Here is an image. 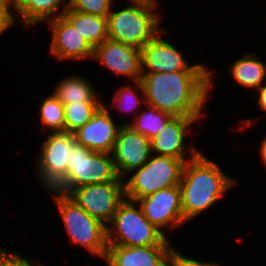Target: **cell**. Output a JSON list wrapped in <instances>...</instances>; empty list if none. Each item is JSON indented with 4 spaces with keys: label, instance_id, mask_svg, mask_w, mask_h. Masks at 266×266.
<instances>
[{
    "label": "cell",
    "instance_id": "3957f363",
    "mask_svg": "<svg viewBox=\"0 0 266 266\" xmlns=\"http://www.w3.org/2000/svg\"><path fill=\"white\" fill-rule=\"evenodd\" d=\"M46 192L58 209L70 244L84 248L93 258L104 260L108 247L107 226L90 216L68 195L52 190Z\"/></svg>",
    "mask_w": 266,
    "mask_h": 266
},
{
    "label": "cell",
    "instance_id": "484cf974",
    "mask_svg": "<svg viewBox=\"0 0 266 266\" xmlns=\"http://www.w3.org/2000/svg\"><path fill=\"white\" fill-rule=\"evenodd\" d=\"M115 1L120 0H71L70 8L85 14L108 17Z\"/></svg>",
    "mask_w": 266,
    "mask_h": 266
},
{
    "label": "cell",
    "instance_id": "836d02e7",
    "mask_svg": "<svg viewBox=\"0 0 266 266\" xmlns=\"http://www.w3.org/2000/svg\"><path fill=\"white\" fill-rule=\"evenodd\" d=\"M7 0H0V5H2L3 3H5Z\"/></svg>",
    "mask_w": 266,
    "mask_h": 266
},
{
    "label": "cell",
    "instance_id": "1f68e13d",
    "mask_svg": "<svg viewBox=\"0 0 266 266\" xmlns=\"http://www.w3.org/2000/svg\"><path fill=\"white\" fill-rule=\"evenodd\" d=\"M127 4L145 5L148 7H159L153 0H126Z\"/></svg>",
    "mask_w": 266,
    "mask_h": 266
},
{
    "label": "cell",
    "instance_id": "8fae6325",
    "mask_svg": "<svg viewBox=\"0 0 266 266\" xmlns=\"http://www.w3.org/2000/svg\"><path fill=\"white\" fill-rule=\"evenodd\" d=\"M141 48L142 73H175L181 70H211L207 64L190 63L173 42L168 41L166 29Z\"/></svg>",
    "mask_w": 266,
    "mask_h": 266
},
{
    "label": "cell",
    "instance_id": "4dcf8cb0",
    "mask_svg": "<svg viewBox=\"0 0 266 266\" xmlns=\"http://www.w3.org/2000/svg\"><path fill=\"white\" fill-rule=\"evenodd\" d=\"M259 148V157H260V162H262L263 166L266 167V135L262 136V140L260 141V144L258 146Z\"/></svg>",
    "mask_w": 266,
    "mask_h": 266
},
{
    "label": "cell",
    "instance_id": "9a60e30c",
    "mask_svg": "<svg viewBox=\"0 0 266 266\" xmlns=\"http://www.w3.org/2000/svg\"><path fill=\"white\" fill-rule=\"evenodd\" d=\"M151 155V140L129 125H122L111 153L118 176L124 179L146 164Z\"/></svg>",
    "mask_w": 266,
    "mask_h": 266
},
{
    "label": "cell",
    "instance_id": "4316f807",
    "mask_svg": "<svg viewBox=\"0 0 266 266\" xmlns=\"http://www.w3.org/2000/svg\"><path fill=\"white\" fill-rule=\"evenodd\" d=\"M6 248L0 247V266H49L41 262L40 259L36 260L33 257L28 259V257L22 256L24 254L19 253L20 251Z\"/></svg>",
    "mask_w": 266,
    "mask_h": 266
},
{
    "label": "cell",
    "instance_id": "277c9868",
    "mask_svg": "<svg viewBox=\"0 0 266 266\" xmlns=\"http://www.w3.org/2000/svg\"><path fill=\"white\" fill-rule=\"evenodd\" d=\"M115 6L107 17L109 39L141 49L165 29L160 7L127 4L118 10Z\"/></svg>",
    "mask_w": 266,
    "mask_h": 266
},
{
    "label": "cell",
    "instance_id": "e0dca14e",
    "mask_svg": "<svg viewBox=\"0 0 266 266\" xmlns=\"http://www.w3.org/2000/svg\"><path fill=\"white\" fill-rule=\"evenodd\" d=\"M175 245L126 247L108 245L105 266H168Z\"/></svg>",
    "mask_w": 266,
    "mask_h": 266
},
{
    "label": "cell",
    "instance_id": "4fadbf2b",
    "mask_svg": "<svg viewBox=\"0 0 266 266\" xmlns=\"http://www.w3.org/2000/svg\"><path fill=\"white\" fill-rule=\"evenodd\" d=\"M45 24L51 33L48 54L56 61L62 63L92 60L93 49L64 15L50 19Z\"/></svg>",
    "mask_w": 266,
    "mask_h": 266
},
{
    "label": "cell",
    "instance_id": "5b68a950",
    "mask_svg": "<svg viewBox=\"0 0 266 266\" xmlns=\"http://www.w3.org/2000/svg\"><path fill=\"white\" fill-rule=\"evenodd\" d=\"M107 243L126 247L174 245L171 237L148 221L140 204L127 198L107 226Z\"/></svg>",
    "mask_w": 266,
    "mask_h": 266
},
{
    "label": "cell",
    "instance_id": "cb8c5ba5",
    "mask_svg": "<svg viewBox=\"0 0 266 266\" xmlns=\"http://www.w3.org/2000/svg\"><path fill=\"white\" fill-rule=\"evenodd\" d=\"M144 106L129 126L151 140L164 128L172 116L148 104Z\"/></svg>",
    "mask_w": 266,
    "mask_h": 266
},
{
    "label": "cell",
    "instance_id": "7c38bea8",
    "mask_svg": "<svg viewBox=\"0 0 266 266\" xmlns=\"http://www.w3.org/2000/svg\"><path fill=\"white\" fill-rule=\"evenodd\" d=\"M137 202L142 207L148 221L167 237L168 235L165 233L167 230L168 232H175L174 230L184 228L187 224L182 213L180 185L161 189L139 199Z\"/></svg>",
    "mask_w": 266,
    "mask_h": 266
},
{
    "label": "cell",
    "instance_id": "ba28073f",
    "mask_svg": "<svg viewBox=\"0 0 266 266\" xmlns=\"http://www.w3.org/2000/svg\"><path fill=\"white\" fill-rule=\"evenodd\" d=\"M35 154V175L39 185L52 190L65 176L70 150L77 143L74 133L55 132L44 134ZM37 155V156H36Z\"/></svg>",
    "mask_w": 266,
    "mask_h": 266
},
{
    "label": "cell",
    "instance_id": "7402d4cb",
    "mask_svg": "<svg viewBox=\"0 0 266 266\" xmlns=\"http://www.w3.org/2000/svg\"><path fill=\"white\" fill-rule=\"evenodd\" d=\"M112 94V103L109 105L104 103L107 108H111V110L115 109L122 116V113H126L127 116H131L132 120L127 121V125H129L135 118V116L142 110L143 105H145V96L144 89L141 84V81H134L130 83H126L125 85L118 86V88Z\"/></svg>",
    "mask_w": 266,
    "mask_h": 266
},
{
    "label": "cell",
    "instance_id": "30bf717a",
    "mask_svg": "<svg viewBox=\"0 0 266 266\" xmlns=\"http://www.w3.org/2000/svg\"><path fill=\"white\" fill-rule=\"evenodd\" d=\"M68 196L90 216L108 226L125 199L124 181L82 185L73 189Z\"/></svg>",
    "mask_w": 266,
    "mask_h": 266
},
{
    "label": "cell",
    "instance_id": "603a6c76",
    "mask_svg": "<svg viewBox=\"0 0 266 266\" xmlns=\"http://www.w3.org/2000/svg\"><path fill=\"white\" fill-rule=\"evenodd\" d=\"M38 111L42 132H65L64 105L53 92L41 100Z\"/></svg>",
    "mask_w": 266,
    "mask_h": 266
},
{
    "label": "cell",
    "instance_id": "f1b7e54d",
    "mask_svg": "<svg viewBox=\"0 0 266 266\" xmlns=\"http://www.w3.org/2000/svg\"><path fill=\"white\" fill-rule=\"evenodd\" d=\"M182 250H178V248H176L172 253L171 256L169 258V262H168V266H222L221 262L218 261H213L211 260L209 261H202L194 259L191 257V255L189 254V256L181 253Z\"/></svg>",
    "mask_w": 266,
    "mask_h": 266
},
{
    "label": "cell",
    "instance_id": "d4e9b609",
    "mask_svg": "<svg viewBox=\"0 0 266 266\" xmlns=\"http://www.w3.org/2000/svg\"><path fill=\"white\" fill-rule=\"evenodd\" d=\"M105 102H74L64 104L65 132L74 133L89 122Z\"/></svg>",
    "mask_w": 266,
    "mask_h": 266
},
{
    "label": "cell",
    "instance_id": "f546056e",
    "mask_svg": "<svg viewBox=\"0 0 266 266\" xmlns=\"http://www.w3.org/2000/svg\"><path fill=\"white\" fill-rule=\"evenodd\" d=\"M17 23L19 21L17 22L15 19L12 2L11 0H7L0 5V36L5 35V32L13 28L14 24Z\"/></svg>",
    "mask_w": 266,
    "mask_h": 266
},
{
    "label": "cell",
    "instance_id": "9c48e42d",
    "mask_svg": "<svg viewBox=\"0 0 266 266\" xmlns=\"http://www.w3.org/2000/svg\"><path fill=\"white\" fill-rule=\"evenodd\" d=\"M203 118L205 117L172 116L151 139L152 154L177 158L184 163L194 159L203 149L193 144L195 141L190 143L187 139L192 140L194 124L200 125Z\"/></svg>",
    "mask_w": 266,
    "mask_h": 266
},
{
    "label": "cell",
    "instance_id": "44dd1931",
    "mask_svg": "<svg viewBox=\"0 0 266 266\" xmlns=\"http://www.w3.org/2000/svg\"><path fill=\"white\" fill-rule=\"evenodd\" d=\"M63 15L93 50L108 39L107 17L77 12L70 7Z\"/></svg>",
    "mask_w": 266,
    "mask_h": 266
},
{
    "label": "cell",
    "instance_id": "7a4b0ae2",
    "mask_svg": "<svg viewBox=\"0 0 266 266\" xmlns=\"http://www.w3.org/2000/svg\"><path fill=\"white\" fill-rule=\"evenodd\" d=\"M202 150L194 159L186 161L181 175V201L184 221H195L213 209L219 200L233 191L239 179L229 175L219 163ZM193 219V220H192Z\"/></svg>",
    "mask_w": 266,
    "mask_h": 266
},
{
    "label": "cell",
    "instance_id": "d6a6232c",
    "mask_svg": "<svg viewBox=\"0 0 266 266\" xmlns=\"http://www.w3.org/2000/svg\"><path fill=\"white\" fill-rule=\"evenodd\" d=\"M158 6L160 5V2L162 1V0H153Z\"/></svg>",
    "mask_w": 266,
    "mask_h": 266
},
{
    "label": "cell",
    "instance_id": "5bb4252c",
    "mask_svg": "<svg viewBox=\"0 0 266 266\" xmlns=\"http://www.w3.org/2000/svg\"><path fill=\"white\" fill-rule=\"evenodd\" d=\"M92 61L129 82L142 78L141 49L137 47L108 38L93 50Z\"/></svg>",
    "mask_w": 266,
    "mask_h": 266
},
{
    "label": "cell",
    "instance_id": "6da1fadb",
    "mask_svg": "<svg viewBox=\"0 0 266 266\" xmlns=\"http://www.w3.org/2000/svg\"><path fill=\"white\" fill-rule=\"evenodd\" d=\"M214 73L213 69L142 73L145 103L170 116L206 117Z\"/></svg>",
    "mask_w": 266,
    "mask_h": 266
},
{
    "label": "cell",
    "instance_id": "8992f818",
    "mask_svg": "<svg viewBox=\"0 0 266 266\" xmlns=\"http://www.w3.org/2000/svg\"><path fill=\"white\" fill-rule=\"evenodd\" d=\"M110 181H124L117 174L111 154L76 143L70 150L66 176L52 191L68 195L79 186Z\"/></svg>",
    "mask_w": 266,
    "mask_h": 266
},
{
    "label": "cell",
    "instance_id": "2e32d148",
    "mask_svg": "<svg viewBox=\"0 0 266 266\" xmlns=\"http://www.w3.org/2000/svg\"><path fill=\"white\" fill-rule=\"evenodd\" d=\"M112 114L103 104L89 122L74 132L77 143L95 152L111 154L120 128L127 125L124 119L117 123Z\"/></svg>",
    "mask_w": 266,
    "mask_h": 266
},
{
    "label": "cell",
    "instance_id": "83f0119b",
    "mask_svg": "<svg viewBox=\"0 0 266 266\" xmlns=\"http://www.w3.org/2000/svg\"><path fill=\"white\" fill-rule=\"evenodd\" d=\"M256 99L255 102H257L256 106L258 110H260L263 115H260V117H249L246 119H242L239 121L237 128L241 129V131L244 129H248L250 131V128L252 129V126H254L255 121H257L259 118H264L266 116V82L261 85L252 95L251 99ZM250 127V128H249Z\"/></svg>",
    "mask_w": 266,
    "mask_h": 266
},
{
    "label": "cell",
    "instance_id": "52a82bcc",
    "mask_svg": "<svg viewBox=\"0 0 266 266\" xmlns=\"http://www.w3.org/2000/svg\"><path fill=\"white\" fill-rule=\"evenodd\" d=\"M184 164L177 158L152 154L146 164L124 178L125 198L138 201L161 189L179 186Z\"/></svg>",
    "mask_w": 266,
    "mask_h": 266
},
{
    "label": "cell",
    "instance_id": "ac0fdd59",
    "mask_svg": "<svg viewBox=\"0 0 266 266\" xmlns=\"http://www.w3.org/2000/svg\"><path fill=\"white\" fill-rule=\"evenodd\" d=\"M16 21L24 29L46 23L50 19L62 16L70 7L71 0H11Z\"/></svg>",
    "mask_w": 266,
    "mask_h": 266
},
{
    "label": "cell",
    "instance_id": "d6986e66",
    "mask_svg": "<svg viewBox=\"0 0 266 266\" xmlns=\"http://www.w3.org/2000/svg\"><path fill=\"white\" fill-rule=\"evenodd\" d=\"M259 53L247 52L238 57L232 63L229 62V76L235 84L246 88L249 94H253L266 82V62L260 60Z\"/></svg>",
    "mask_w": 266,
    "mask_h": 266
},
{
    "label": "cell",
    "instance_id": "ffe728a7",
    "mask_svg": "<svg viewBox=\"0 0 266 266\" xmlns=\"http://www.w3.org/2000/svg\"><path fill=\"white\" fill-rule=\"evenodd\" d=\"M78 74L63 76L53 86V94L64 104L80 102H103V96L92 83L90 78Z\"/></svg>",
    "mask_w": 266,
    "mask_h": 266
}]
</instances>
